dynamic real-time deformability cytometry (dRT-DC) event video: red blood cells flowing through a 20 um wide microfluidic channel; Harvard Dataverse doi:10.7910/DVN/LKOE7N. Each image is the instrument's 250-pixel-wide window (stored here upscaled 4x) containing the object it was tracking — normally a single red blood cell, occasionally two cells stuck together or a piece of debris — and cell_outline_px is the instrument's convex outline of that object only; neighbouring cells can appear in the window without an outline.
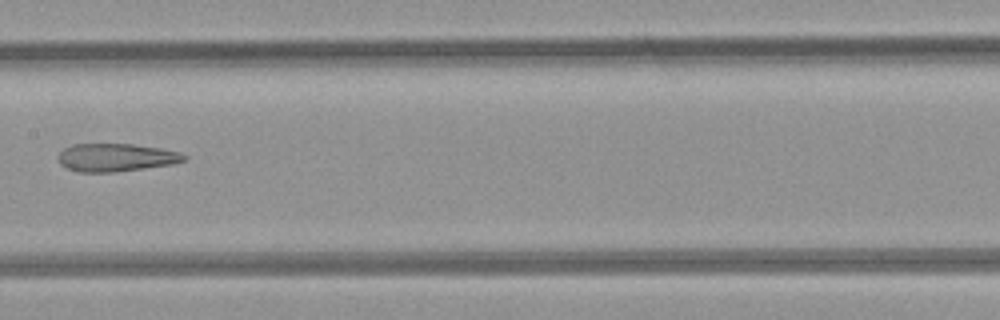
{"species": "common noctule bat (a hibernating species)", "species_latin": "Nyctalus noctula", "temperature_condition": "room temperature", "stored_images_in_passage": 10, "camera_frame_rate_fps": 3000, "um_per_image_px": 0.085, "animal": {"sex": "female", "body_mass_g": 21.9}, "frame": {"image": 1, "passage_image": 9, "time_ms": 10.333, "image_size_px": [1000, 320], "cell_outline_px": [[188, 156], [184, 160], [172, 164], [116, 172], [76, 172], [64, 168], [60, 164], [60, 152], [64, 148], [72, 144], [132, 144], [160, 148], [180, 152]], "centroid_in_image_um": [9.84, 13.39], "position_along_channel_um": 197.6, "area_um2": 20.52}}
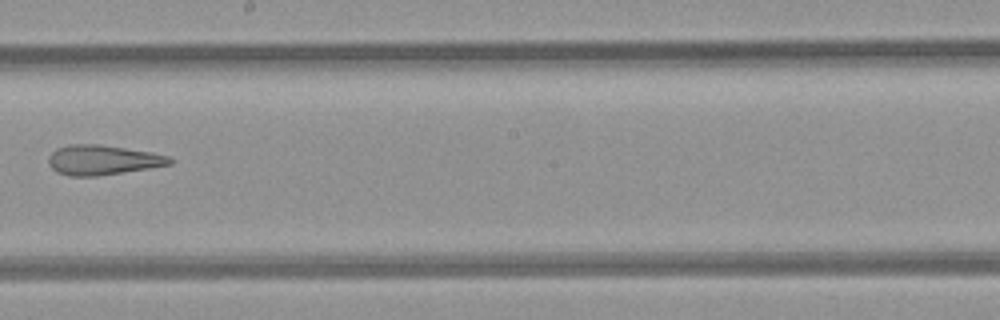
{"frame": {"image": 2, "passage_image": 10, "time_ms": 11.333, "image_size_px": [1000, 320], "cell_outline_px": [[172, 164], [148, 168], [96, 176], [68, 176], [56, 172], [48, 164], [48, 156], [56, 148], [72, 144], [100, 144], [152, 152], [168, 156], [172, 160]], "centroid_in_image_um": [8.68, 13.59], "position_along_channel_um": 239.5, "area_um2": 21.04}}